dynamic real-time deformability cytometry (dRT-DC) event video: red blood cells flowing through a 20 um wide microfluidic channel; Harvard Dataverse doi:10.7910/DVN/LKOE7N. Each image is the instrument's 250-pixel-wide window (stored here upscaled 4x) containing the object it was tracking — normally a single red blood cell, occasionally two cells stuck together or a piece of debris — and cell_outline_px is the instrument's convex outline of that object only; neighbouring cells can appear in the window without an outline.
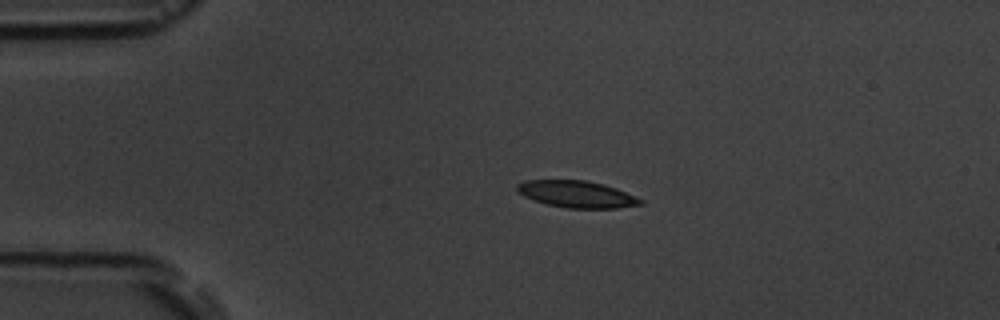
{"species": "common noctule bat (a hibernating species)", "species_latin": "Nyctalus noctula", "temperature_condition": "room temperature", "stored_images_in_passage": 4, "camera_frame_rate_fps": 3000, "um_per_image_px": 0.085, "animal": {"sex": "male", "body_mass_g": 19.5, "forearm_length_mm": 54.6}, "frame": {"image": 1, "passage_image": 3, "time_ms": 2.333, "image_size_px": [1000, 320], "cell_outline_px": [[644, 204], [616, 208], [568, 208], [544, 204], [524, 196], [516, 188], [516, 184], [524, 180], [584, 180], [604, 184], [616, 188], [644, 200]], "centroid_in_image_um": [49.02, 16.5], "position_along_channel_um": 36.0, "area_um2": 19.31}}